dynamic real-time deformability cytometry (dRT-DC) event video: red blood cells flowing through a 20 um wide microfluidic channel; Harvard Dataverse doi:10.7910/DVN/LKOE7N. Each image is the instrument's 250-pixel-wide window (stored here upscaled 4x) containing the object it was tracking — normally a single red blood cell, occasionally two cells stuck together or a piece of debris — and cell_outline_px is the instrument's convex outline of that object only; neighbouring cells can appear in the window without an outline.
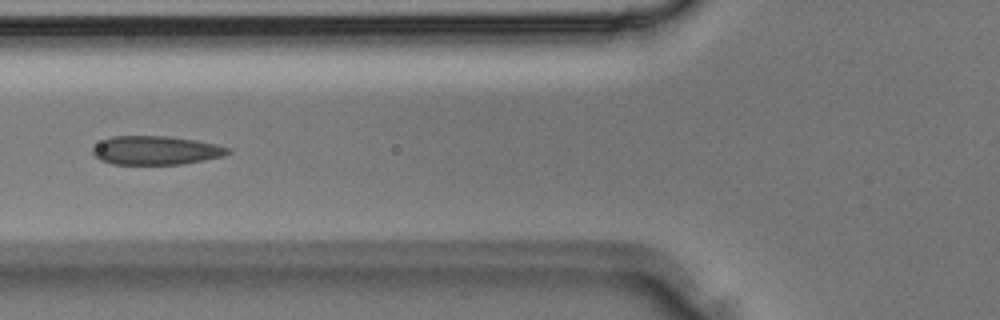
{"species": "Egyptian fruit bat (a non-hibernating species)", "species_latin": "Rousettus aegyptiacus", "temperature_condition": "room temperature", "stored_images_in_passage": 2, "camera_frame_rate_fps": 3000, "um_per_image_px": 0.085, "animal": {"sex": "male"}, "frame": {"image": 1, "passage_image": 2, "time_ms": 0.333, "image_size_px": [1000, 320], "cell_outline_px": [[232, 152], [224, 156], [184, 164], [112, 164], [100, 160], [92, 152], [92, 148], [104, 140], [112, 136], [164, 136], [196, 140], [216, 144], [232, 148]], "centroid_in_image_um": [13.3, 12.78], "position_along_channel_um": 112.5, "area_um2": 22.66}}